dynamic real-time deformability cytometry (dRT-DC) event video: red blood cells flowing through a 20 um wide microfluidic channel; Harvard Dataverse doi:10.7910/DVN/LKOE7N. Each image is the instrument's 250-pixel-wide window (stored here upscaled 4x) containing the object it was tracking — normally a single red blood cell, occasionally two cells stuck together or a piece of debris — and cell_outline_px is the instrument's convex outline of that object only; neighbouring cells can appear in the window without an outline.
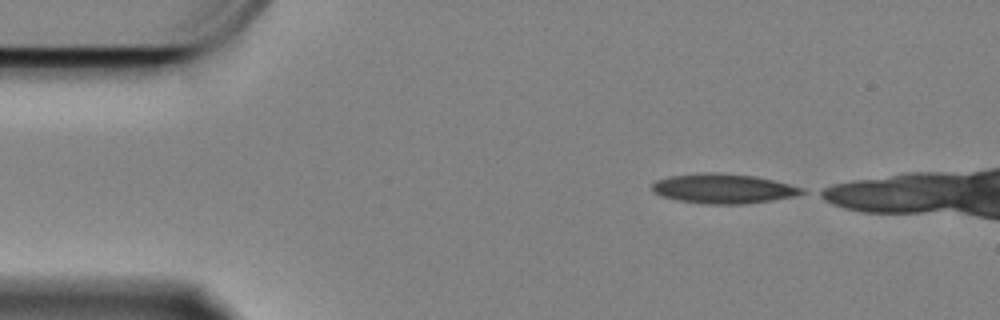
{"species": "Egyptian fruit bat (a non-hibernating species)", "species_latin": "Rousettus aegyptiacus", "temperature_condition": "cold", "stored_images_in_passage": 9, "camera_frame_rate_fps": 3000, "um_per_image_px": 0.085, "animal": {"sex": "female"}, "frame": {"image": 1, "passage_image": 1, "time_ms": 0.0, "image_size_px": [1000, 320], "cell_outline_px": [[804, 192], [792, 196], [772, 200], [744, 204], [708, 204], [680, 200], [664, 196], [656, 192], [652, 188], [652, 184], [656, 180], [672, 176], [712, 172], [752, 176], [772, 180], [804, 188]], "centroid_in_image_um": [61.49, 16.03], "position_along_channel_um": 23.5, "area_um2": 25.14}}